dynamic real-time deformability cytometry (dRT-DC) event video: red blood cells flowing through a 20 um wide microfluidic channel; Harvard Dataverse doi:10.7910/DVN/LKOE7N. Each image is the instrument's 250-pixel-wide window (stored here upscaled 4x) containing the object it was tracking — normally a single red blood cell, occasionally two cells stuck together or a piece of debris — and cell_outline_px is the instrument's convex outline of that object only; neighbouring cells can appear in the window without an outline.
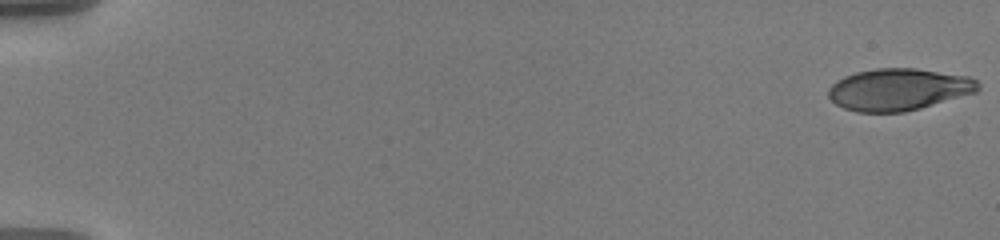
{"species": "human", "species_latin": "Homo sapiens", "temperature_condition": "warm", "stored_images_in_passage": 58, "camera_frame_rate_fps": 3000, "um_per_image_px": 0.085, "donor": {"sex": "male"}, "frame": {"image": 1, "passage_image": 1, "time_ms": 0.0, "image_size_px": [1000, 240], "cell_outline_px": [[980, 88], [976, 92], [920, 108], [904, 112], [856, 112], [844, 108], [836, 104], [828, 96], [828, 88], [836, 80], [844, 76], [856, 72], [876, 68], [916, 68], [968, 76], [976, 80], [980, 84]], "centroid_in_image_um": [76.36, 7.6], "position_along_channel_um": 8.6, "area_um2": 36.59}}
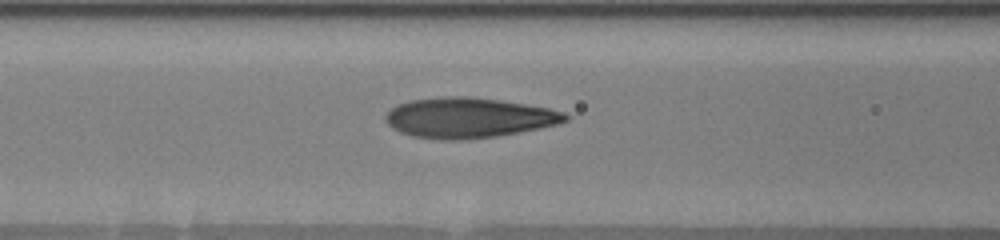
{"frame": {"image": 2, "passage_image": 26, "time_ms": 8.333, "image_size_px": [1000, 240], "cell_outline_px": [[568, 120], [560, 124], [520, 132], [496, 136], [464, 140], [440, 140], [412, 136], [400, 132], [392, 128], [384, 120], [384, 116], [392, 108], [400, 104], [412, 100], [444, 96], [468, 96], [500, 100], [548, 108], [564, 112], [568, 116]], "centroid_in_image_um": [39.83, 10.02], "position_along_channel_um": 126.8, "area_um2": 42.19}}
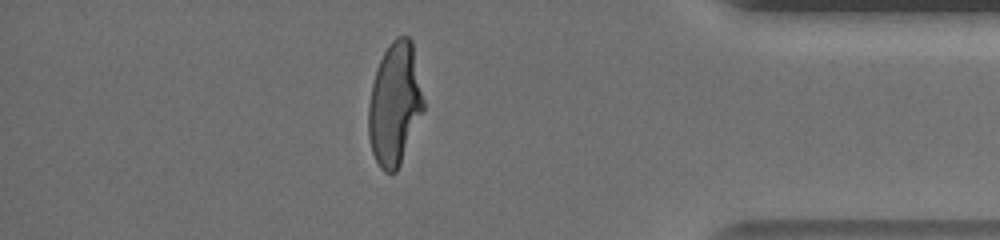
{"frame": {"image": 3, "passage_image": 51, "time_ms": 16.667, "image_size_px": [1000, 240], "cell_outline_px": [[424, 108], [400, 164], [396, 172], [384, 172], [380, 168], [372, 152], [368, 136], [368, 104], [372, 84], [376, 68], [384, 52], [392, 40], [396, 36], [408, 36], [412, 40], [424, 100]], "centroid_in_image_um": [33.54, 8.82], "position_along_channel_um": 401.7, "area_um2": 39.25}, "authors_computed_cell_mechanics": {"area_um2": 39.7664, "velocity_mm_per_s": 3.6007, "shape_relaxation_time_tau1_ms": 4.5677, "shape_relaxation_time_tau2_ms": null, "deformation_change_tau1": 0.2293, "deformation_change_tau2": null}}